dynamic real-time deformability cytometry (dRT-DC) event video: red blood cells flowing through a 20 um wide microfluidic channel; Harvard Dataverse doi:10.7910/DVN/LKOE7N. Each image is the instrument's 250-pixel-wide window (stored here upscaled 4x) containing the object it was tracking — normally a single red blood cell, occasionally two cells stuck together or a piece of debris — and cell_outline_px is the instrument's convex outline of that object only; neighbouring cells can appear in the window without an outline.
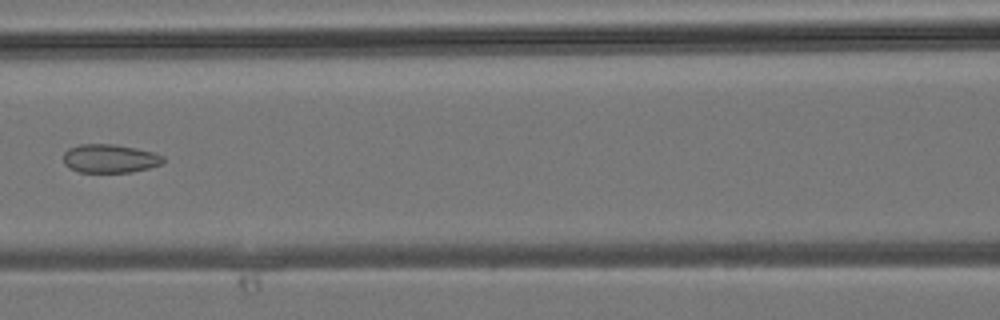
{"species": "common noctule bat (a hibernating species)", "species_latin": "Nyctalus noctula", "temperature_condition": "room temperature", "stored_images_in_passage": 29, "camera_frame_rate_fps": 3000, "um_per_image_px": 0.085, "animal": {"sex": "male", "body_mass_g": 19.2, "forearm_length_mm": 51.8}, "frame": {"image": 1, "passage_image": 13, "time_ms": 4.0, "image_size_px": [1000, 320], "cell_outline_px": [[164, 160], [160, 164], [148, 168], [132, 172], [80, 172], [68, 168], [64, 164], [64, 152], [68, 148], [80, 144], [112, 144], [136, 148], [152, 152], [164, 156]], "centroid_in_image_um": [9.3, 13.47], "position_along_channel_um": 157.3, "area_um2": 16.59}}
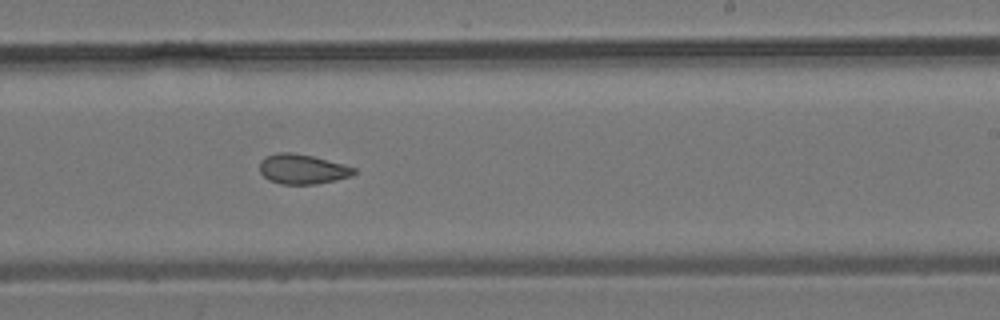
{"frame": {"image": 2, "passage_image": 19, "time_ms": 6.0, "image_size_px": [1000, 320], "cell_outline_px": [[356, 172], [352, 176], [336, 180], [316, 184], [280, 184], [268, 180], [260, 172], [260, 160], [264, 156], [276, 152], [292, 152], [312, 156], [356, 168]], "centroid_in_image_um": [25.67, 14.37], "position_along_channel_um": 263.3, "area_um2": 16.47}}
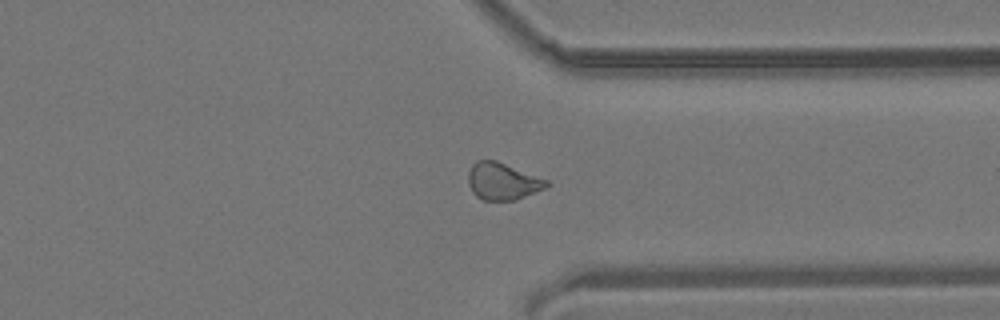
{"frame": {"image": 3, "passage_image": 25, "time_ms": 8.0, "image_size_px": [1000, 320], "cell_outline_px": [[548, 184], [544, 188], [516, 200], [484, 200], [476, 196], [472, 192], [468, 184], [468, 172], [472, 164], [476, 160], [496, 160], [548, 180]], "centroid_in_image_um": [42.68, 15.4], "position_along_channel_um": 368.7, "area_um2": 16.82}}